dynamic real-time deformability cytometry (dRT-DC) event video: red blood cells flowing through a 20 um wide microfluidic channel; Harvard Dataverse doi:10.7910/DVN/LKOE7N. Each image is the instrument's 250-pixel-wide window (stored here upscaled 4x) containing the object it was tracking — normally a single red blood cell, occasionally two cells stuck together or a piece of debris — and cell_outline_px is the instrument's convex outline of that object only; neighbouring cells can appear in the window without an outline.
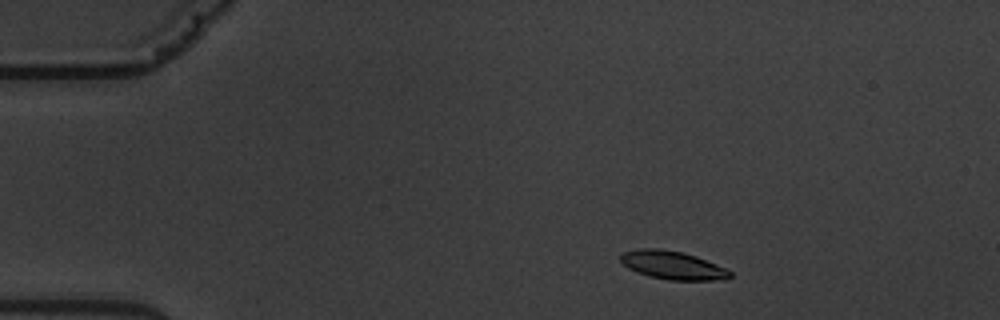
{"species": "common noctule bat (a hibernating species)", "species_latin": "Nyctalus noctula", "temperature_condition": "warm", "stored_images_in_passage": 3, "camera_frame_rate_fps": 3000, "um_per_image_px": 0.085, "animal": {"sex": "male", "body_mass_g": 19.5, "forearm_length_mm": 54.6}, "frame": {"image": 1, "passage_image": 1, "time_ms": 0.0, "image_size_px": [1000, 320], "cell_outline_px": [[732, 276], [728, 280], [668, 280], [648, 276], [628, 268], [620, 260], [620, 256], [624, 252], [640, 248], [660, 248], [680, 252], [696, 256], [728, 268], [732, 272]], "centroid_in_image_um": [57.23, 22.55], "position_along_channel_um": 27.8, "area_um2": 18.21}}
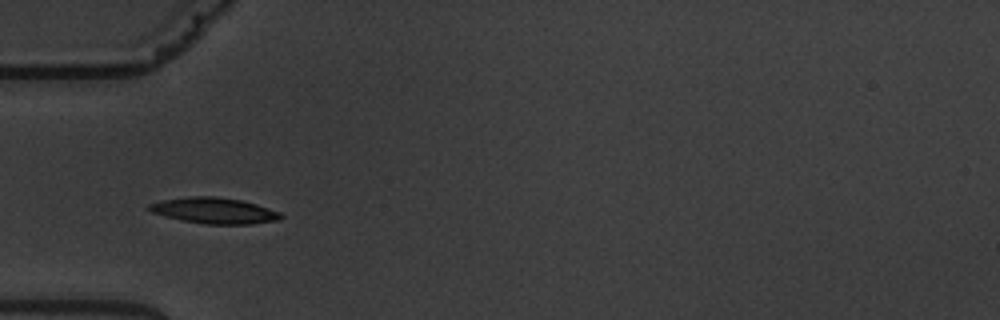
{"frame": {"image": 2, "passage_image": 3, "time_ms": 3.0, "image_size_px": [1000, 320], "cell_outline_px": [[284, 216], [280, 220], [252, 224], [204, 224], [180, 220], [152, 212], [144, 208], [148, 204], [160, 200], [188, 196], [216, 196], [240, 200], [256, 204], [280, 212]], "centroid_in_image_um": [18.18, 17.9], "position_along_channel_um": 66.8, "area_um2": 20.11}}